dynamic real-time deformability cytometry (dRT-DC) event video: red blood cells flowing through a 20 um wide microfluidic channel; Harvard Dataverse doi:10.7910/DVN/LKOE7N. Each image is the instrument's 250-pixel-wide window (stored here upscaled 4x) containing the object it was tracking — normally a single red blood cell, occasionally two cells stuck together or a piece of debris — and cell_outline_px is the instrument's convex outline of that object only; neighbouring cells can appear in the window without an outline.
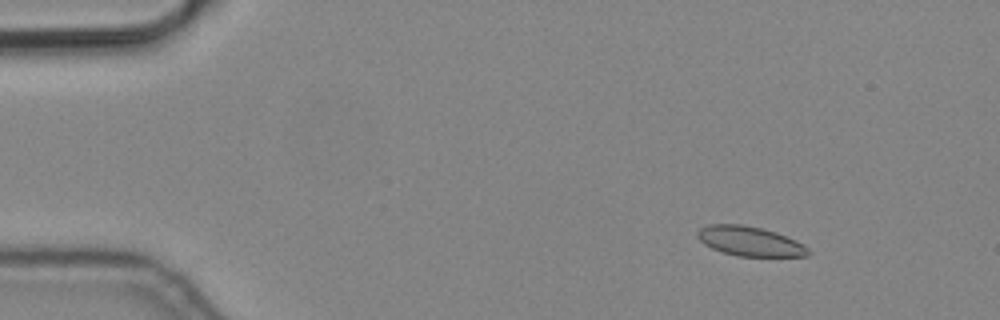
{"species": "common noctule bat (a hibernating species)", "species_latin": "Nyctalus noctula", "temperature_condition": "cold", "stored_images_in_passage": 4, "camera_frame_rate_fps": 3000, "um_per_image_px": 0.085, "animal": {"sex": "male", "body_mass_g": 19.2, "forearm_length_mm": 51.8}, "frame": {"image": 1, "passage_image": 2, "time_ms": 0.333, "image_size_px": [1000, 320], "cell_outline_px": [[808, 256], [736, 256], [712, 248], [704, 244], [696, 236], [696, 232], [700, 228], [708, 224], [740, 224], [760, 228], [776, 232], [796, 240], [804, 244], [808, 248]], "centroid_in_image_um": [63.71, 20.5], "position_along_channel_um": 21.3, "area_um2": 19.02}}
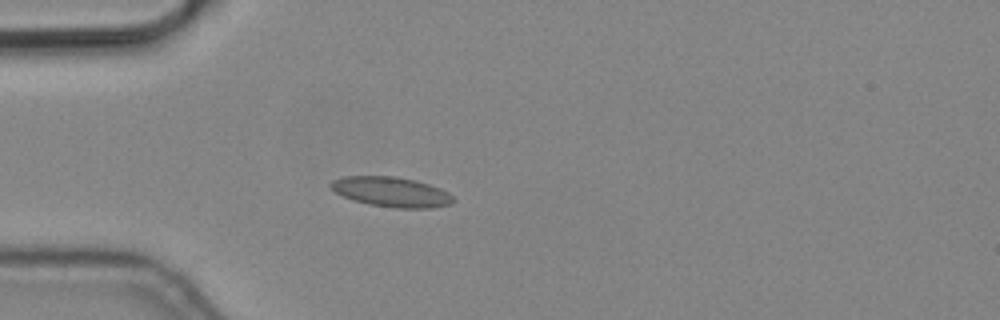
{"frame": {"image": 2, "passage_image": 4, "time_ms": 1.0, "image_size_px": [1000, 320], "cell_outline_px": [[456, 200], [452, 204], [432, 208], [396, 208], [368, 204], [352, 200], [336, 192], [328, 184], [332, 180], [344, 176], [396, 176], [416, 180], [440, 188], [448, 192]], "centroid_in_image_um": [33.28, 16.31], "position_along_channel_um": 51.7, "area_um2": 21.5}}